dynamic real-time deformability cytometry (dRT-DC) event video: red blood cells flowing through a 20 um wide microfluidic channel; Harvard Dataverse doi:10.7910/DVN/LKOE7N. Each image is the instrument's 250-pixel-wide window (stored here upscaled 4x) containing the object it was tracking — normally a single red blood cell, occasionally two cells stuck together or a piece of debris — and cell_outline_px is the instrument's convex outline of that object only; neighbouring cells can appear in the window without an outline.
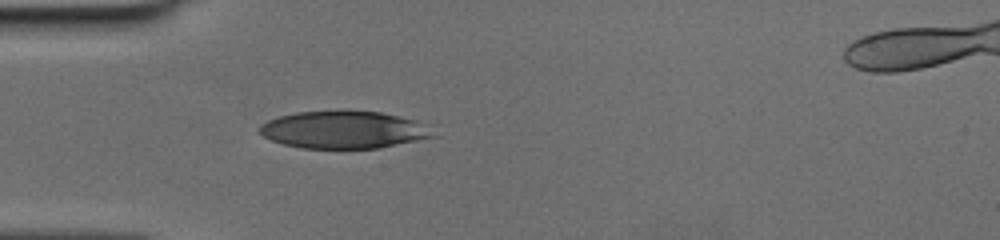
{"species": "human", "species_latin": "Homo sapiens", "temperature_condition": "cold", "stored_images_in_passage": 34, "camera_frame_rate_fps": 3000, "um_per_image_px": 0.085, "donor": {"sex": "female"}, "frame": {"image": 1, "passage_image": 1, "time_ms": 0.0, "image_size_px": [1000, 240], "cell_outline_px": [[440, 136], [380, 148], [300, 148], [284, 144], [272, 140], [264, 136], [256, 128], [260, 124], [268, 120], [280, 116], [296, 112], [336, 108], [380, 112], [412, 120]], "centroid_in_image_um": [29.15, 11.01], "position_along_channel_um": 55.8, "area_um2": 38.32}}
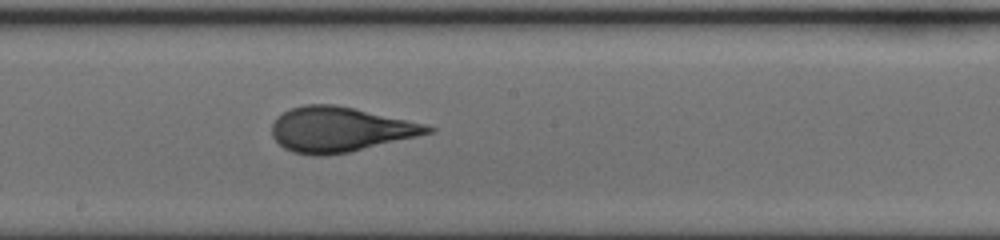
{"frame": {"image": 2, "passage_image": 13, "time_ms": 4.0, "image_size_px": [1000, 240], "cell_outline_px": [[436, 132], [352, 152], [324, 156], [312, 156], [292, 152], [284, 148], [272, 136], [272, 124], [276, 116], [292, 108], [304, 104], [336, 104], [424, 124], [436, 128]], "centroid_in_image_um": [28.89, 11.02], "position_along_channel_um": 219.3, "area_um2": 41.04}}
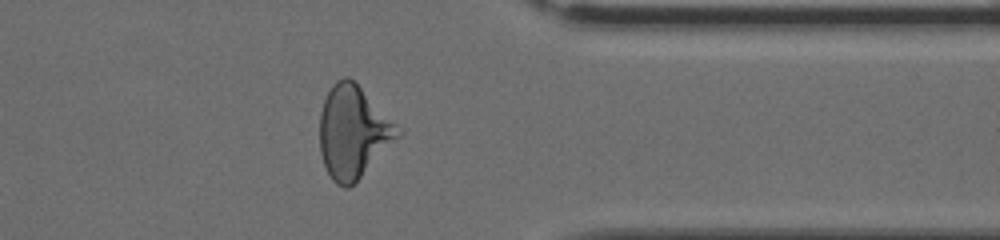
{"frame": {"image": 3, "passage_image": 25, "time_ms": 8.0, "image_size_px": [1000, 240], "cell_outline_px": [[404, 132], [348, 188], [344, 188], [336, 184], [332, 180], [324, 164], [320, 152], [320, 112], [324, 100], [332, 84], [336, 80], [344, 76], [348, 76], [404, 128]], "centroid_in_image_um": [30.04, 11.19], "position_along_channel_um": 381.4, "area_um2": 41.96}}